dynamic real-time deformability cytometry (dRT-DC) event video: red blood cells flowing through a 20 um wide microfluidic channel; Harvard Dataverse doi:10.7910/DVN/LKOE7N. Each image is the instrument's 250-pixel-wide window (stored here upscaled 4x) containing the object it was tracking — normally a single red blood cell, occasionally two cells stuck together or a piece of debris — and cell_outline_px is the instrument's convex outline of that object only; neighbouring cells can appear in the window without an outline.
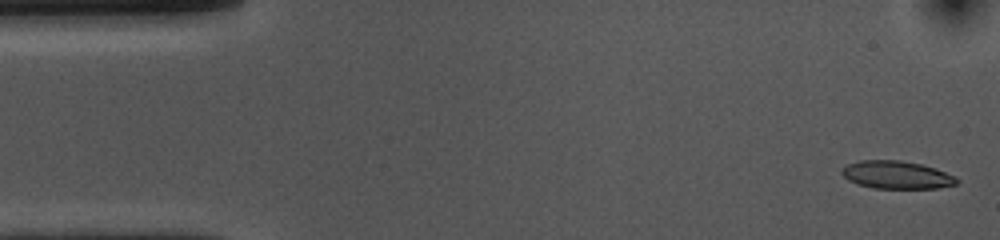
{"species": "common noctule bat (a hibernating species)", "species_latin": "Nyctalus noctula", "temperature_condition": "cold", "stored_images_in_passage": 53, "camera_frame_rate_fps": 3000, "um_per_image_px": 0.085, "animal": {"sex": "female", "body_mass_g": 10.0, "forearm_length_mm": 53.1}, "frame": {"image": 1, "passage_image": 2, "time_ms": 0.333, "image_size_px": [1000, 240], "cell_outline_px": [[960, 180], [956, 184], [936, 188], [872, 188], [856, 184], [848, 180], [840, 172], [840, 168], [848, 164], [860, 160], [900, 160], [920, 164], [936, 168], [956, 176]], "centroid_in_image_um": [76.2, 14.86], "position_along_channel_um": 8.8, "area_um2": 18.79}}
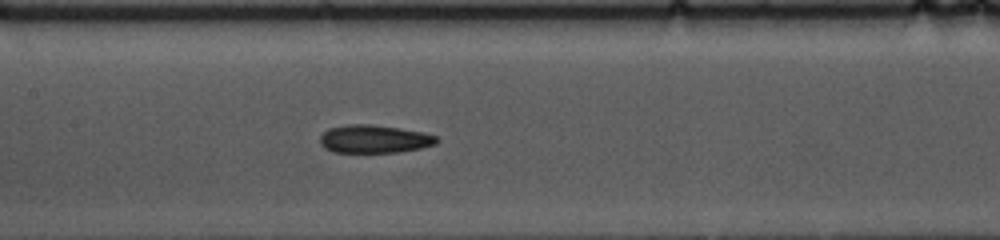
{"frame": {"image": 2, "passage_image": 24, "time_ms": 7.667, "image_size_px": [1000, 240], "cell_outline_px": [[440, 140], [436, 144], [420, 148], [400, 152], [332, 152], [324, 148], [320, 144], [320, 136], [328, 128], [348, 124], [368, 124], [400, 128], [424, 132], [436, 136]], "centroid_in_image_um": [31.81, 11.81], "position_along_channel_um": 175.6, "area_um2": 19.19}}
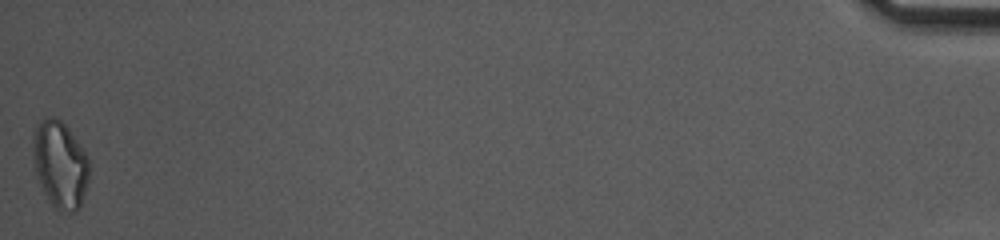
{"frame": {"image": 3, "passage_image": 53, "time_ms": 17.333, "image_size_px": [1000, 240], "cell_outline_px": [[88, 180], [80, 208], [76, 212], [60, 212], [52, 204], [44, 192], [40, 184], [32, 160], [32, 132], [40, 120], [44, 116], [52, 116], [60, 120], [68, 128], [88, 156]], "centroid_in_image_um": [5.08, 13.96], "position_along_channel_um": 430.1, "area_um2": 28.73}, "authors_computed_cell_mechanics": {"area_um2": 19.363, "velocity_mm_per_s": 3.7093, "shape_relaxation_time_tau1_ms": 5.4736, "shape_relaxation_time_tau2_ms": 3.4212, "deformation_change_tau1": 0.1458, "deformation_change_tau2": 0.114}}